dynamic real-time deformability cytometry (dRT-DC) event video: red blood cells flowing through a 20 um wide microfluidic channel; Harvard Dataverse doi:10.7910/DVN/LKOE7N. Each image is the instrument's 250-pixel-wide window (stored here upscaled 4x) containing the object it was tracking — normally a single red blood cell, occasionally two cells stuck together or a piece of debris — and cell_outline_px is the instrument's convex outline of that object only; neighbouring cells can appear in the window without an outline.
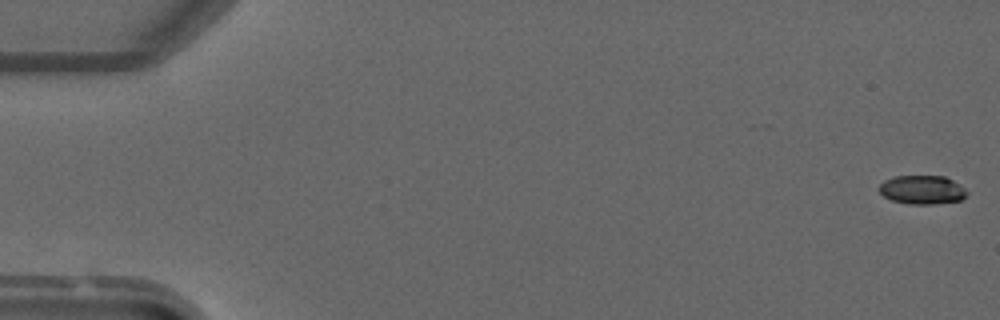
{"species": "common noctule bat (a hibernating species)", "species_latin": "Nyctalus noctula", "temperature_condition": "warm", "stored_images_in_passage": 3, "camera_frame_rate_fps": 3000, "um_per_image_px": 0.085, "animal": {"sex": "male", "forearm_length_mm": 52.5}, "frame": {"image": 1, "passage_image": 1, "time_ms": 0.0, "image_size_px": [1000, 320], "cell_outline_px": [[968, 192], [960, 200], [932, 204], [908, 204], [892, 200], [884, 196], [876, 188], [884, 180], [892, 176], [944, 176], [960, 184]], "centroid_in_image_um": [78.34, 16.12], "position_along_channel_um": 6.7, "area_um2": 14.74}}